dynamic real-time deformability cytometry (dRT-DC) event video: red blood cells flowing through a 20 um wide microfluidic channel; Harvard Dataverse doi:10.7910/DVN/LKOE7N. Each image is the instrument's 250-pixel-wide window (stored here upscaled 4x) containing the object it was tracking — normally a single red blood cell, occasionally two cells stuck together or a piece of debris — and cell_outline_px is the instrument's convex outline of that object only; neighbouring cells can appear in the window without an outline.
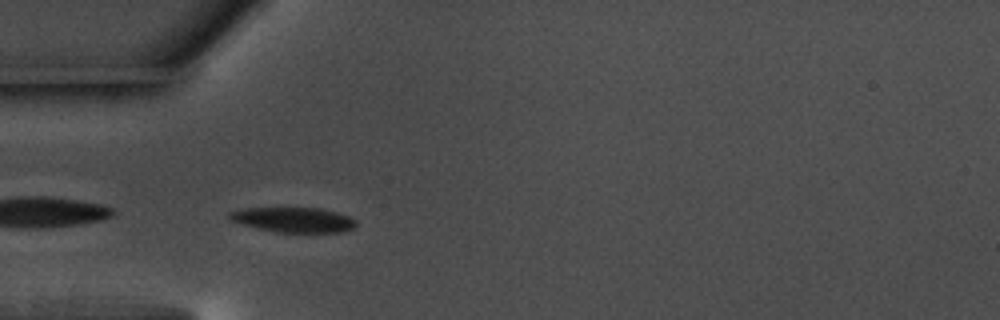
{"species": "common noctule bat (a hibernating species)", "species_latin": "Nyctalus noctula", "temperature_condition": "warm", "stored_images_in_passage": 40, "camera_frame_rate_fps": 3000, "um_per_image_px": 0.085, "animal": {"sex": "male", "body_mass_g": 17.5, "forearm_length_mm": 52.3}, "frame": {"image": 1, "passage_image": 1, "time_ms": 0.0, "image_size_px": [1000, 320], "cell_outline_px": [[356, 224], [352, 228], [344, 232], [272, 232], [228, 220], [228, 212], [244, 208], [320, 208], [336, 212], [348, 216], [356, 220]], "centroid_in_image_um": [24.91, 18.68], "position_along_channel_um": 60.1, "area_um2": 18.44}}
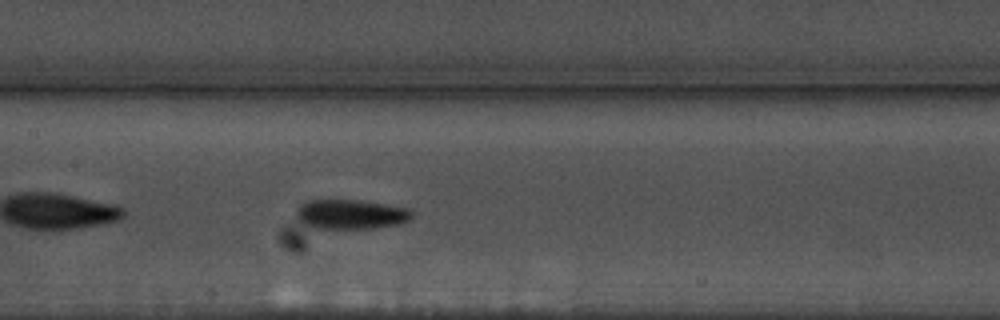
{"frame": {"image": 2, "passage_image": 11, "time_ms": 3.333, "image_size_px": [1000, 320], "cell_outline_px": [[412, 216], [408, 220], [396, 224], [376, 228], [312, 228], [304, 224], [296, 216], [296, 208], [300, 204], [308, 200], [360, 200], [408, 208], [412, 212]], "centroid_in_image_um": [29.77, 18.21], "position_along_channel_um": 177.6, "area_um2": 19.83}}
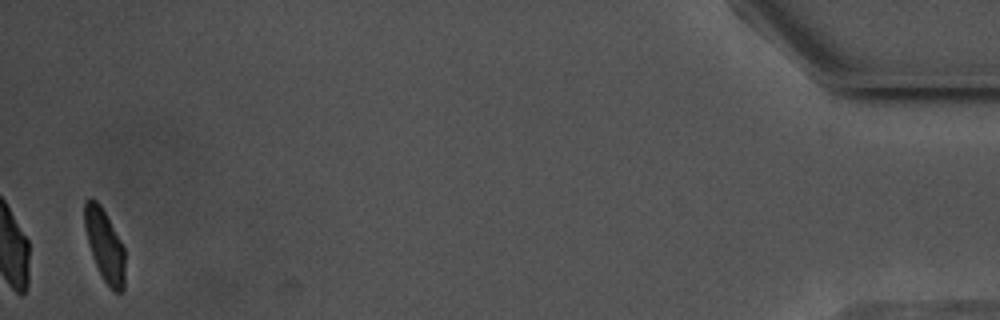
{"frame": {"image": 3, "passage_image": 39, "time_ms": 12.667, "image_size_px": [1000, 320], "cell_outline_px": [[124, 288], [120, 292], [116, 292], [104, 280], [92, 256], [84, 224], [84, 200], [88, 196], [92, 196], [100, 204], [120, 240], [124, 248]], "centroid_in_image_um": [8.88, 20.78], "position_along_channel_um": 426.3, "area_um2": 16.65}, "authors_computed_cell_mechanics": {"area_um2": 19.1318, "velocity_mm_per_s": 3.6349, "shape_relaxation_time_tau1_ms": 2.8397, "shape_relaxation_time_tau2_ms": 3.3868, "deformation_change_tau1": 0.1117, "deformation_change_tau2": 0.0837}}